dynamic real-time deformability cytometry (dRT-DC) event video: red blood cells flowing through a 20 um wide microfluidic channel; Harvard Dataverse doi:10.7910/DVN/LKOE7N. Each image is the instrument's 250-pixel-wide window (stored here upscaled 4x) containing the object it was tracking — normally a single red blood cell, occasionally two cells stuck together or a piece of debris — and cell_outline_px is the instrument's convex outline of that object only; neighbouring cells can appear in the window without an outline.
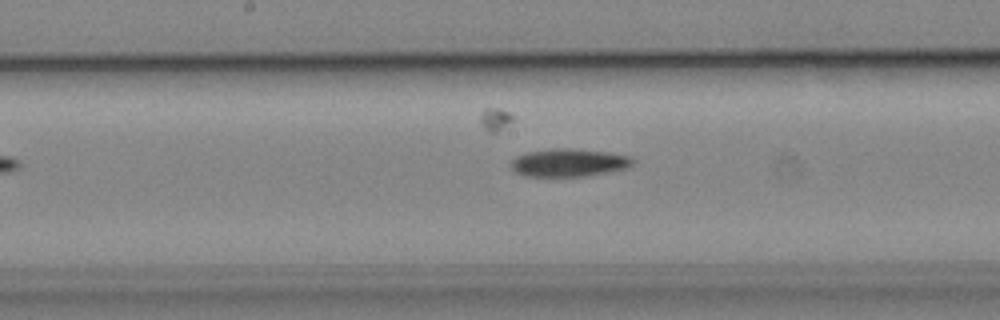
{"species": "common noctule bat (a hibernating species)", "species_latin": "Nyctalus noctula", "temperature_condition": "cold", "stored_images_in_passage": 6, "camera_frame_rate_fps": 3000, "um_per_image_px": 0.085, "animal": {"sex": "male", "body_mass_g": 19.2, "forearm_length_mm": 51.8}, "frame": {"image": 1, "passage_image": 6, "time_ms": 6.333, "image_size_px": [1000, 320], "cell_outline_px": [[636, 160], [628, 168], [612, 172], [584, 176], [524, 176], [516, 172], [512, 168], [512, 160], [516, 156], [528, 152], [552, 148], [568, 148], [608, 152], [632, 156]], "centroid_in_image_um": [48.41, 13.82], "position_along_channel_um": 199.8, "area_um2": 19.94}}